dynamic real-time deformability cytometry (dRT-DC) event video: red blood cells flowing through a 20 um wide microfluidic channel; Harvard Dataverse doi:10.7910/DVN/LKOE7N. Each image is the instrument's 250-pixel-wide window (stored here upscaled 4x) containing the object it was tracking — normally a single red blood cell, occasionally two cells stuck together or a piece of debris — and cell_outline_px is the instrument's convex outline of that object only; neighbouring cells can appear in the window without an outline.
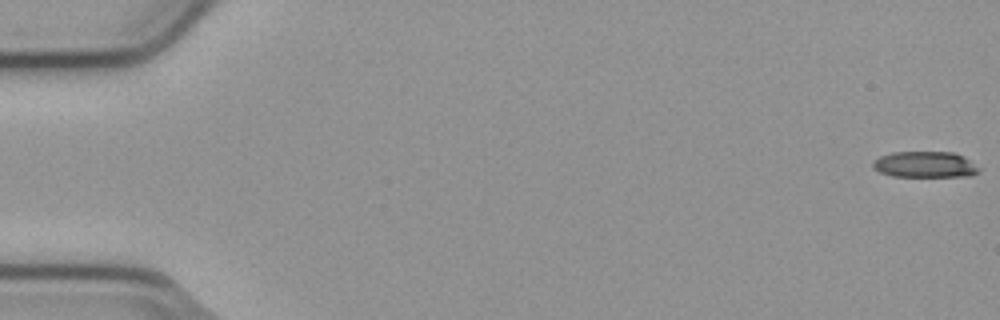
{"species": "common noctule bat (a hibernating species)", "species_latin": "Nyctalus noctula", "temperature_condition": "cold", "stored_images_in_passage": 55, "camera_frame_rate_fps": 3000, "um_per_image_px": 0.085, "animal": {"sex": "male", "body_mass_g": 23.1, "forearm_length_mm": 52.7}, "frame": {"image": 1, "passage_image": 1, "time_ms": 0.0, "image_size_px": [1000, 320], "cell_outline_px": [[980, 172], [972, 176], [892, 176], [880, 172], [872, 168], [872, 164], [880, 156], [892, 152], [956, 152], [964, 156], [980, 168]], "centroid_in_image_um": [78.66, 13.98], "position_along_channel_um": 6.3, "area_um2": 16.18}}
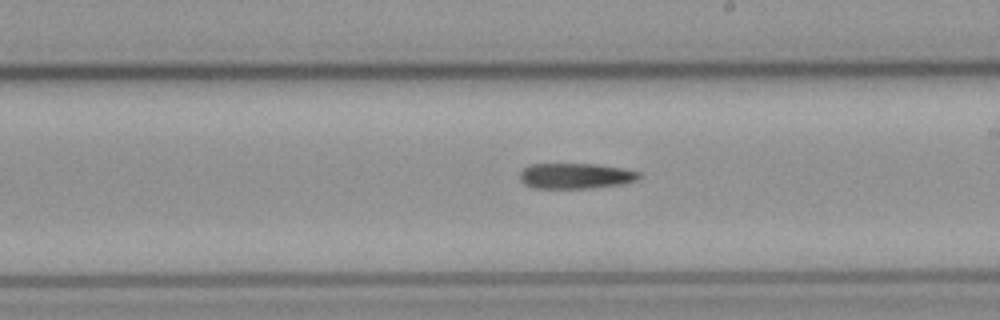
{"frame": {"image": 2, "passage_image": 32, "time_ms": 10.333, "image_size_px": [1000, 320], "cell_outline_px": [[640, 176], [636, 180], [624, 184], [588, 188], [536, 188], [524, 184], [520, 180], [520, 172], [528, 164], [596, 164], [624, 168], [640, 172]], "centroid_in_image_um": [48.93, 14.95], "position_along_channel_um": 240.1, "area_um2": 17.8}}
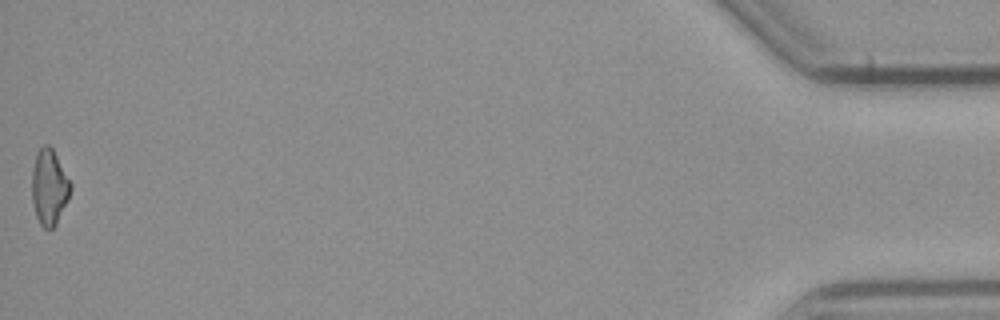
{"frame": {"image": 3, "passage_image": 55, "time_ms": 18.0, "image_size_px": [1000, 320], "cell_outline_px": [[72, 188], [68, 200], [56, 224], [52, 228], [44, 228], [40, 224], [36, 216], [32, 200], [32, 168], [36, 152], [44, 144], [48, 144], [52, 148], [72, 184]], "centroid_in_image_um": [4.18, 15.89], "position_along_channel_um": 431.0, "area_um2": 17.05}}